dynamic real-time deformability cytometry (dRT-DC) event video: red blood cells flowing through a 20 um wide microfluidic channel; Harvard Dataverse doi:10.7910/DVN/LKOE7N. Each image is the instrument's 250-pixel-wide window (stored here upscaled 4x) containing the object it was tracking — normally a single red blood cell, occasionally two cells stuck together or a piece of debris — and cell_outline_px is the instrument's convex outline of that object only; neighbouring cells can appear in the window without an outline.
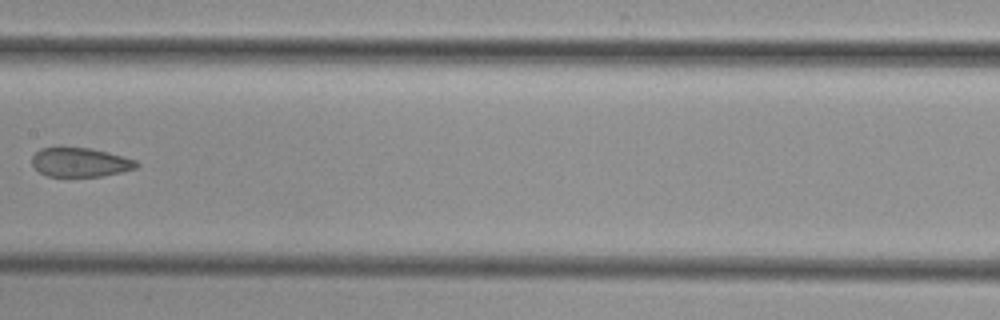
{"species": "common noctule bat (a hibernating species)", "species_latin": "Nyctalus noctula", "temperature_condition": "cold", "stored_images_in_passage": 7, "camera_frame_rate_fps": 3000, "um_per_image_px": 0.085, "animal": {"sex": "female", "body_mass_g": 29.2, "forearm_length_mm": 56.3}, "frame": {"image": 1, "passage_image": 7, "time_ms": 9.0, "image_size_px": [1000, 320], "cell_outline_px": [[140, 164], [136, 168], [120, 172], [100, 176], [48, 176], [40, 172], [32, 164], [32, 156], [40, 148], [92, 148], [108, 152], [136, 160]], "centroid_in_image_um": [6.83, 13.79], "position_along_channel_um": 200.6, "area_um2": 17.51}}